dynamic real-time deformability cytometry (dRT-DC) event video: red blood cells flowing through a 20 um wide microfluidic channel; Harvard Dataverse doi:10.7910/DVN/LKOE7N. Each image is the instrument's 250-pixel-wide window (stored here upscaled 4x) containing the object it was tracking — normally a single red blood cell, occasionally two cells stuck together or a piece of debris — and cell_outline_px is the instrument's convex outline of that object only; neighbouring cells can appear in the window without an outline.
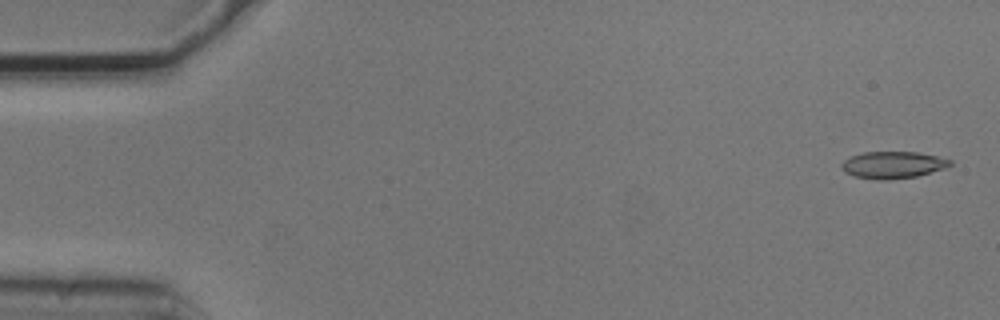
{"species": "common noctule bat (a hibernating species)", "species_latin": "Nyctalus noctula", "temperature_condition": "cold", "stored_images_in_passage": 4, "camera_frame_rate_fps": 3000, "um_per_image_px": 0.085, "animal": {"sex": "male", "body_mass_g": 20.5, "forearm_length_mm": 52.5}, "frame": {"image": 1, "passage_image": 1, "time_ms": 0.0, "image_size_px": [1000, 320], "cell_outline_px": [[952, 164], [948, 168], [916, 176], [888, 180], [880, 180], [856, 176], [844, 172], [840, 168], [840, 164], [844, 160], [852, 156], [864, 152], [920, 152], [952, 160]], "centroid_in_image_um": [75.92, 14.01], "position_along_channel_um": 9.1, "area_um2": 17.11}}
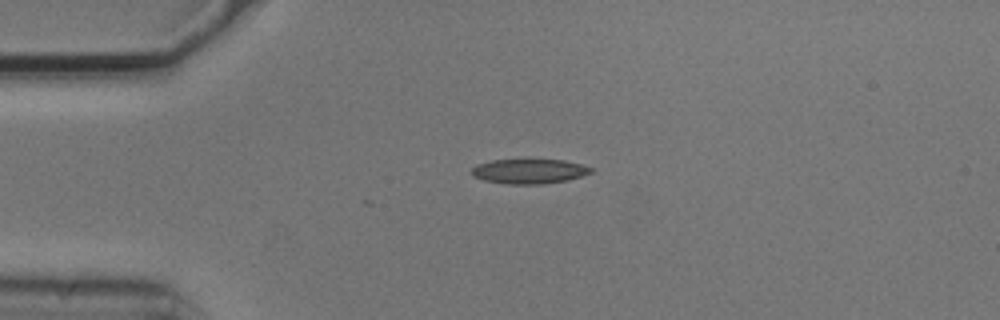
{"frame": {"image": 2, "passage_image": 4, "time_ms": 1.0, "image_size_px": [1000, 320], "cell_outline_px": [[596, 168], [592, 172], [568, 180], [544, 184], [508, 184], [484, 180], [472, 176], [468, 172], [476, 164], [492, 160], [564, 160]], "centroid_in_image_um": [44.96, 14.56], "position_along_channel_um": 40.0, "area_um2": 17.28}}